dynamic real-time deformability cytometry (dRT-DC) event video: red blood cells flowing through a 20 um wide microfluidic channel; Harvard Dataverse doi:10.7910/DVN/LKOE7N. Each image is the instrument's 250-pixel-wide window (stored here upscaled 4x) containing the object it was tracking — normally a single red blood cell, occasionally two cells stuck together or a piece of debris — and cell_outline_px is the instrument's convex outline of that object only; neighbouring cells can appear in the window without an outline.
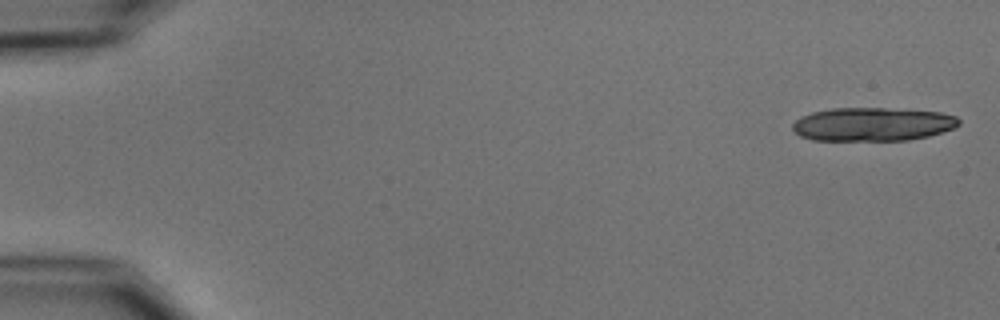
{"species": "common noctule bat (a hibernating species)", "species_latin": "Nyctalus noctula", "temperature_condition": "cold", "stored_images_in_passage": 8, "camera_frame_rate_fps": 3000, "um_per_image_px": 0.085, "animal": {"sex": "male", "body_mass_g": 15.6}, "frame": {"image": 1, "passage_image": 1, "time_ms": 0.0, "image_size_px": [1000, 320], "cell_outline_px": [[960, 124], [952, 128], [928, 136], [908, 140], [812, 140], [800, 136], [792, 128], [792, 124], [800, 116], [812, 112], [832, 108], [884, 108], [940, 112], [956, 116], [960, 120]], "centroid_in_image_um": [74.14, 10.56], "position_along_channel_um": 10.9, "area_um2": 32.43}}